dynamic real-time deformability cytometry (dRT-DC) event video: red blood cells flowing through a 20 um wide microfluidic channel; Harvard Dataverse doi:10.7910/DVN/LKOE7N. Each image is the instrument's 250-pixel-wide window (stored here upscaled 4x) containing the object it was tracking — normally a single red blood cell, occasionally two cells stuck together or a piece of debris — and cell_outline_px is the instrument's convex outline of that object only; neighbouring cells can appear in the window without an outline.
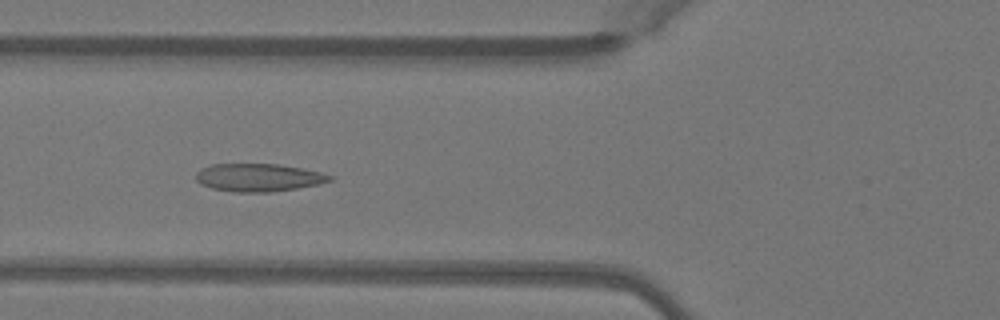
{"species": "Egyptian fruit bat (a non-hibernating species)", "species_latin": "Rousettus aegyptiacus", "temperature_condition": "warm", "stored_images_in_passage": 40, "camera_frame_rate_fps": 3000, "um_per_image_px": 0.085, "animal": {"sex": "female"}, "frame": {"image": 1, "passage_image": 9, "time_ms": 2.667, "image_size_px": [1000, 320], "cell_outline_px": [[332, 180], [320, 184], [296, 188], [268, 192], [232, 192], [212, 188], [200, 184], [196, 180], [196, 172], [200, 168], [212, 164], [280, 164], [320, 172], [332, 176]], "centroid_in_image_um": [21.93, 15.09], "position_along_channel_um": 103.9, "area_um2": 21.73}}
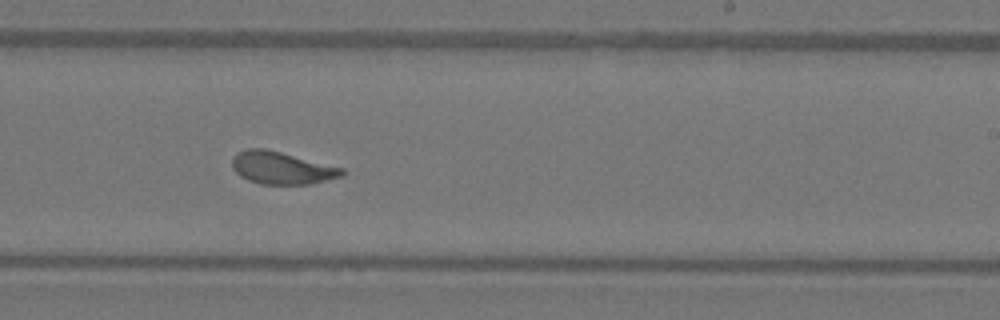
{"frame": {"image": 2, "passage_image": 21, "time_ms": 6.667, "image_size_px": [1000, 320], "cell_outline_px": [[348, 172], [344, 176], [312, 184], [260, 184], [248, 180], [240, 176], [232, 168], [232, 156], [236, 152], [248, 148], [264, 148], [344, 168]], "centroid_in_image_um": [23.96, 14.28], "position_along_channel_um": 265.0, "area_um2": 20.98}}
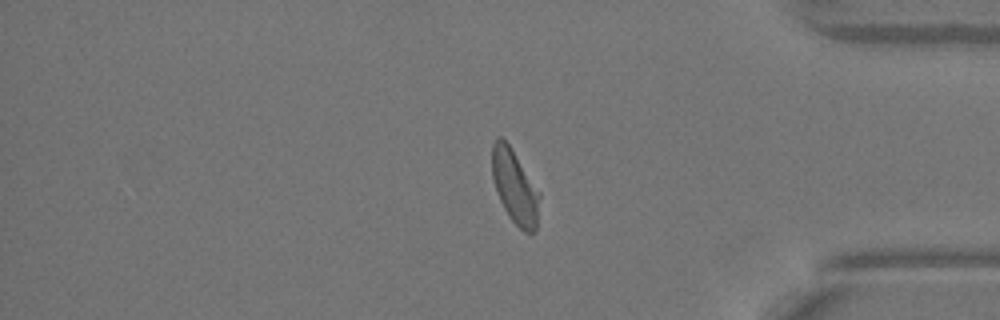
{"frame": {"image": 3, "passage_image": 32, "time_ms": 10.333, "image_size_px": [1000, 320], "cell_outline_px": [[540, 196], [536, 228], [532, 232], [524, 232], [508, 216], [500, 200], [492, 176], [492, 144], [496, 136], [500, 136], [508, 144], [540, 192]], "centroid_in_image_um": [43.75, 15.87], "position_along_channel_um": 391.5, "area_um2": 20.06}, "authors_computed_cell_mechanics": {"area_um2": 20.9236, "velocity_mm_per_s": 4.0421, "shape_relaxation_time_tau1_ms": 4.0604, "shape_relaxation_time_tau2_ms": 0.9024, "deformation_change_tau1": 0.1337, "deformation_change_tau2": 0.0659}}